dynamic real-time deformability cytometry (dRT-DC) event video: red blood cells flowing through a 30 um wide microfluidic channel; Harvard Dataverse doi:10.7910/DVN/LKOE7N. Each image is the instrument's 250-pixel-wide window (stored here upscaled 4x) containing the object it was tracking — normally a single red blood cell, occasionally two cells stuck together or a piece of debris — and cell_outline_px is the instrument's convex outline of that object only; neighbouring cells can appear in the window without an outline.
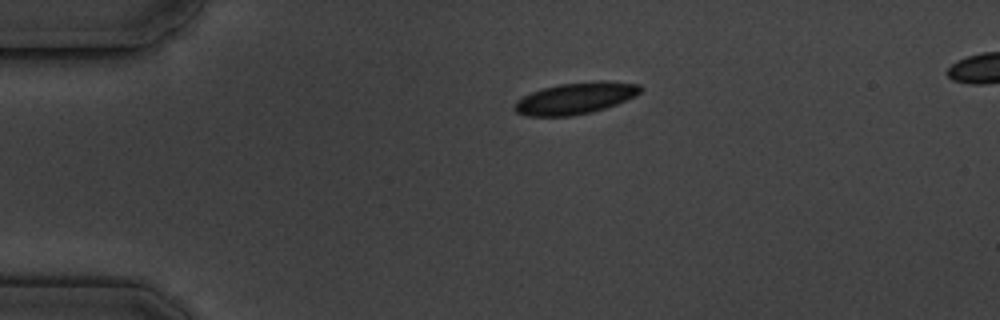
{"species": "common noctule bat (a hibernating species)", "species_latin": "Nyctalus noctula", "temperature_condition": "cold", "stored_images_in_passage": 3, "segment_of_instrument_passage": [1, 2], "camera_frame_rate_fps": 3000, "um_per_image_px": 0.085, "animal": {"sex": "male", "body_mass_g": 19.5, "forearm_length_mm": 54.6}, "frame": {"image": 1, "passage_image": 1, "time_ms": 0.0, "image_size_px": [1000, 320], "cell_outline_px": [[640, 92], [636, 96], [616, 104], [592, 112], [572, 116], [528, 116], [516, 112], [512, 108], [512, 104], [516, 100], [532, 92], [544, 88], [560, 84], [604, 80], [608, 80], [640, 84]], "centroid_in_image_um": [48.9, 8.35], "position_along_channel_um": 36.1, "area_um2": 23.18}}